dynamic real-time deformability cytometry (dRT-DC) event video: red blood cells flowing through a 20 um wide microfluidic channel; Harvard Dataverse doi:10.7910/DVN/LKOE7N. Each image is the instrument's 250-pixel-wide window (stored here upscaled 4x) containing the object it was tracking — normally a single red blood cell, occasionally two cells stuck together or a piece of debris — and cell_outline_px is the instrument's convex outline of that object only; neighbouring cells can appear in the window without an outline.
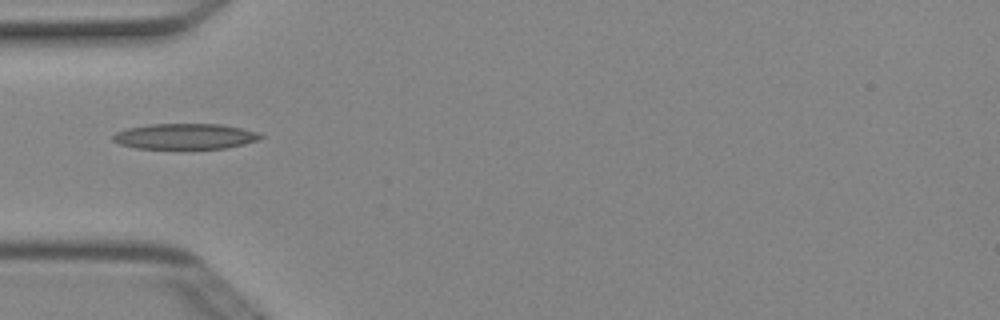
{"species": "Egyptian fruit bat (a non-hibernating species)", "species_latin": "Rousettus aegyptiacus", "temperature_condition": "cold", "stored_images_in_passage": 5, "camera_frame_rate_fps": 3000, "um_per_image_px": 0.085, "animal": {"sex": "female"}, "frame": {"image": 1, "passage_image": 4, "time_ms": 1.0, "image_size_px": [1000, 320], "cell_outline_px": [[264, 136], [256, 140], [244, 144], [228, 148], [136, 148], [120, 144], [112, 140], [112, 136], [116, 132], [128, 128], [148, 124], [220, 124], [240, 128], [256, 132]], "centroid_in_image_um": [15.7, 11.58], "position_along_channel_um": 69.3, "area_um2": 21.79}}
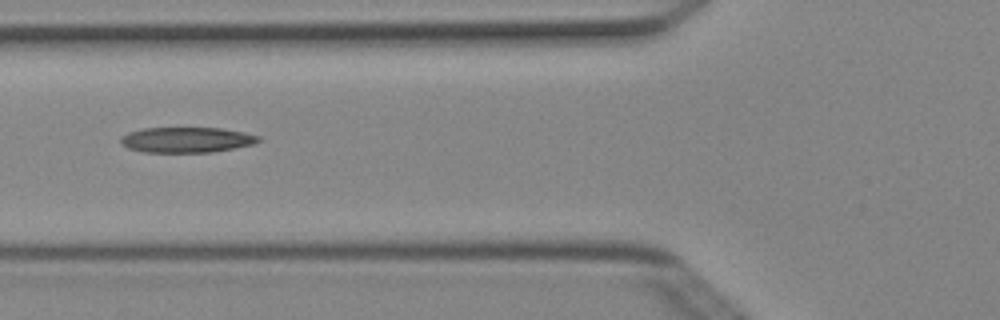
{"frame": {"image": 2, "passage_image": 5, "time_ms": 1.333, "image_size_px": [1000, 320], "cell_outline_px": [[260, 140], [252, 144], [212, 152], [144, 152], [128, 148], [120, 144], [120, 136], [128, 132], [144, 128], [220, 128], [244, 132], [260, 136]], "centroid_in_image_um": [15.81, 11.88], "position_along_channel_um": 110.0, "area_um2": 20.35}}